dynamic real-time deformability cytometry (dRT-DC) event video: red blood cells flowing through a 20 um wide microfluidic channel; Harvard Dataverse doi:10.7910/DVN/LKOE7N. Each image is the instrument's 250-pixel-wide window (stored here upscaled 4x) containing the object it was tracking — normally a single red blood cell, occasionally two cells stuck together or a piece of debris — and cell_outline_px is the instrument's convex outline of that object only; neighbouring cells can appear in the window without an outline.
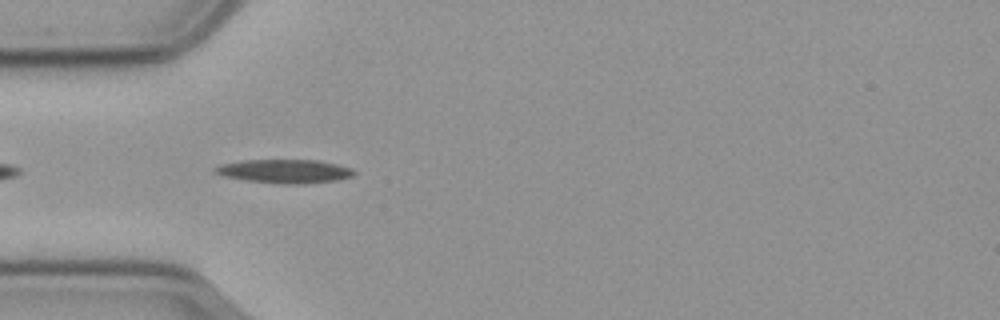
{"species": "common noctule bat (a hibernating species)", "species_latin": "Nyctalus noctula", "temperature_condition": "cold", "stored_images_in_passage": 13, "camera_frame_rate_fps": 3000, "um_per_image_px": 0.085, "animal": {"sex": "male", "body_mass_g": 23.1, "forearm_length_mm": 52.7}, "frame": {"image": 1, "passage_image": 3, "time_ms": 0.667, "image_size_px": [1000, 320], "cell_outline_px": [[356, 172], [352, 176], [336, 180], [304, 184], [280, 184], [244, 180], [224, 176], [216, 172], [212, 168], [220, 164], [248, 160], [316, 160], [336, 164], [352, 168]], "centroid_in_image_um": [24.2, 14.56], "position_along_channel_um": 60.8, "area_um2": 19.13}}
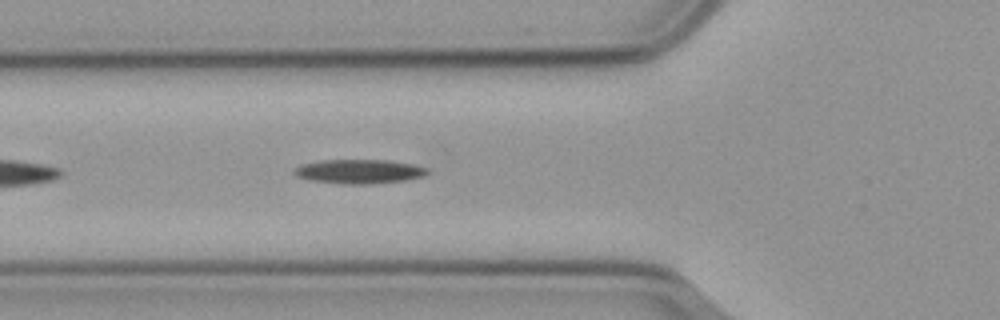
{"frame": {"image": 2, "passage_image": 6, "time_ms": 1.667, "image_size_px": [1000, 320], "cell_outline_px": [[428, 172], [424, 176], [408, 180], [372, 184], [340, 184], [312, 180], [296, 176], [292, 172], [300, 164], [324, 160], [388, 160], [412, 164], [428, 168]], "centroid_in_image_um": [30.54, 14.58], "position_along_channel_um": 95.3, "area_um2": 18.84}}
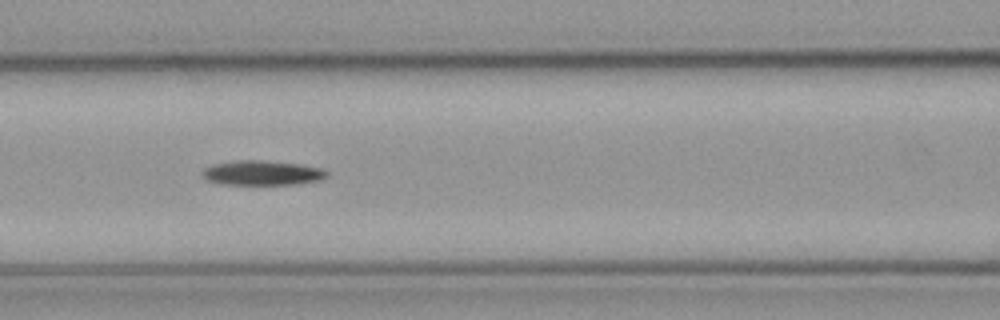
{"frame": {"image": 3, "passage_image": 10, "time_ms": 3.0, "image_size_px": [1000, 320], "cell_outline_px": [[328, 176], [320, 180], [300, 184], [224, 184], [208, 180], [200, 172], [204, 168], [212, 164], [236, 160], [256, 160], [300, 164], [324, 168], [328, 172]], "centroid_in_image_um": [22.32, 14.69], "position_along_channel_um": 144.3, "area_um2": 17.92}}